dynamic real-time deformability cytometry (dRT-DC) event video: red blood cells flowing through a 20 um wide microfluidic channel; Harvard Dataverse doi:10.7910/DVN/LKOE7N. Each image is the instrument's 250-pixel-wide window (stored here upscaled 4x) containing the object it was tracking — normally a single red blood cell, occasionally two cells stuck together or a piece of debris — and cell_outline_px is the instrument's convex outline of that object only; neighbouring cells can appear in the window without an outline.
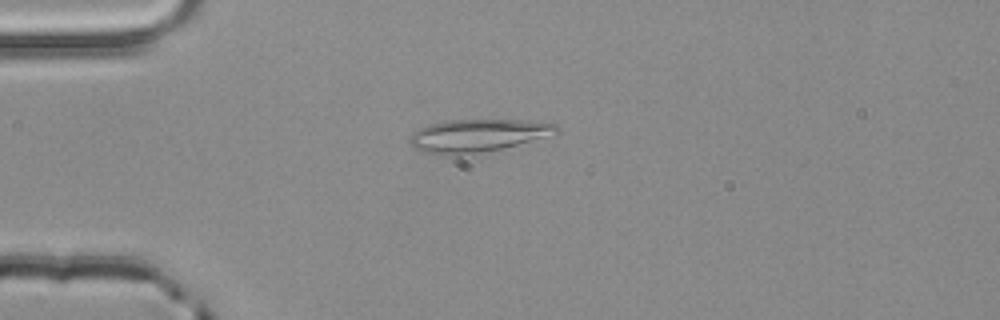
{"species": "common noctule bat (a hibernating species)", "species_latin": "Nyctalus noctula", "temperature_condition": "room temperature", "stored_images_in_passage": 2, "camera_frame_rate_fps": 3000, "um_per_image_px": 0.085, "animal": {"sex": "male", "body_mass_g": 20.4}, "frame": {"image": 1, "passage_image": 2, "time_ms": 0.333, "image_size_px": [1000, 320], "cell_outline_px": [[560, 132], [556, 136], [500, 148], [460, 156], [448, 156], [424, 152], [416, 148], [408, 140], [412, 132], [428, 124], [448, 120], [524, 120], [556, 124], [560, 128]], "centroid_in_image_um": [40.65, 11.52], "position_along_channel_um": 44.4, "area_um2": 28.38}}